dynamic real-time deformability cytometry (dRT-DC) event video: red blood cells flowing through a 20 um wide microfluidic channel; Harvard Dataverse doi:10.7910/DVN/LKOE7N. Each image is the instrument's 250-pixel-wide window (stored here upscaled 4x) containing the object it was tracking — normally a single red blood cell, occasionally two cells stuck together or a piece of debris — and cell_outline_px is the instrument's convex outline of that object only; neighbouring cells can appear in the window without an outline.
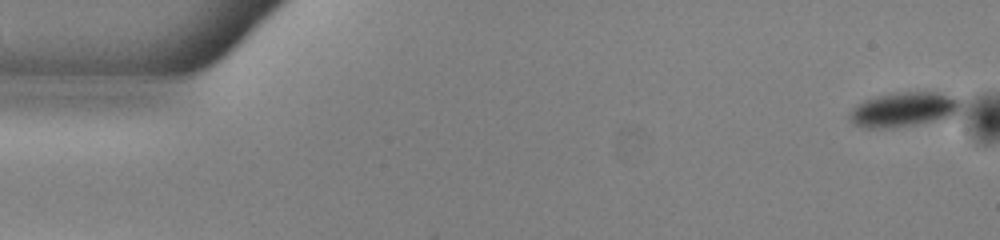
{"species": "common noctule bat (a hibernating species)", "species_latin": "Nyctalus noctula", "temperature_condition": "warm", "stored_images_in_passage": 53, "camera_frame_rate_fps": 3000, "um_per_image_px": 0.085, "animal": {"sex": "male", "body_mass_g": 13.0, "forearm_length_mm": 53.1}, "frame": {"image": 1, "passage_image": 1, "time_ms": 0.0, "image_size_px": [1000, 240], "cell_outline_px": [[960, 104], [956, 112], [952, 116], [944, 120], [916, 124], [884, 128], [864, 128], [852, 124], [848, 116], [848, 112], [856, 104], [864, 100], [876, 96], [896, 92], [940, 92], [960, 96]], "centroid_in_image_um": [76.82, 9.3], "position_along_channel_um": 8.2, "area_um2": 22.89}}
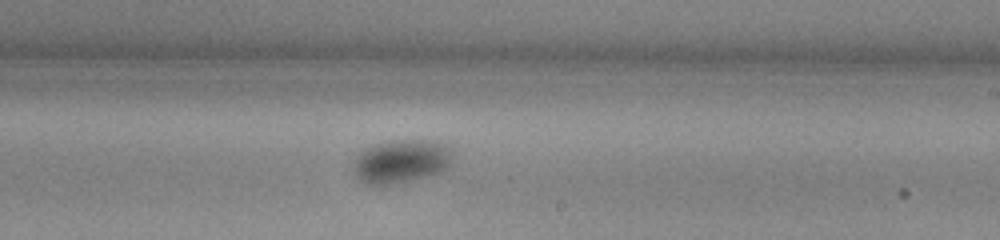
{"frame": {"image": 2, "passage_image": 31, "time_ms": 10.0, "image_size_px": [1000, 240], "cell_outline_px": [[452, 164], [448, 168], [432, 176], [392, 184], [364, 184], [356, 176], [352, 168], [352, 160], [364, 148], [372, 144], [388, 140], [432, 140], [448, 144], [452, 148]], "centroid_in_image_um": [34.11, 13.69], "position_along_channel_um": 254.9, "area_um2": 25.95}}
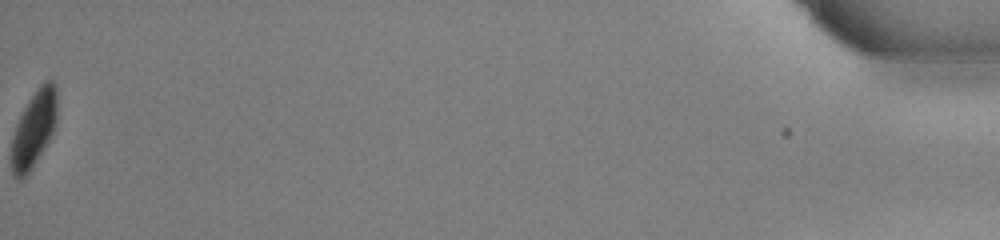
{"frame": {"image": 3, "passage_image": 53, "time_ms": 17.333, "image_size_px": [1000, 240], "cell_outline_px": [[56, 120], [52, 132], [48, 140], [36, 160], [28, 172], [20, 180], [12, 172], [12, 136], [16, 124], [28, 100], [40, 84], [44, 80], [52, 80], [56, 84]], "centroid_in_image_um": [2.88, 10.88], "position_along_channel_um": 432.3, "area_um2": 19.71}, "authors_computed_cell_mechanics": {"area_um2": 24.3916, "velocity_mm_per_s": 3.8792, "shape_relaxation_time_tau1_ms": 4.0832, "shape_relaxation_time_tau2_ms": null, "deformation_change_tau1": 0.0922, "deformation_change_tau2": null}}